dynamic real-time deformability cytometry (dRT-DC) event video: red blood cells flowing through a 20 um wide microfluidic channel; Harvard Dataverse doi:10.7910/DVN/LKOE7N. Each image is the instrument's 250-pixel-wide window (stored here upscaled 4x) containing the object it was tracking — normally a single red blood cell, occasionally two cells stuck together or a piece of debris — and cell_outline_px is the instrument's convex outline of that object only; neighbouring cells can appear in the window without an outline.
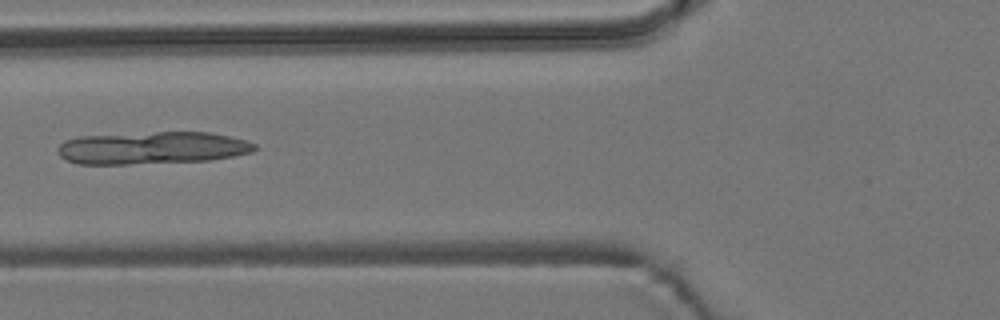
{"species": "common noctule bat (a hibernating species)", "species_latin": "Nyctalus noctula", "temperature_condition": "room temperature", "stored_images_in_passage": 7, "camera_frame_rate_fps": 3000, "um_per_image_px": 0.085, "animal": {"sex": "male", "body_mass_g": 19.2, "forearm_length_mm": 51.8}, "frame": {"image": 1, "passage_image": 6, "time_ms": 6.0, "image_size_px": [1000, 320], "cell_outline_px": [[256, 148], [252, 152], [232, 156], [208, 160], [128, 164], [76, 164], [60, 156], [56, 148], [64, 140], [80, 136], [156, 132], [212, 132], [248, 140], [256, 144]], "centroid_in_image_um": [12.93, 12.56], "position_along_channel_um": 112.9, "area_um2": 37.28}}
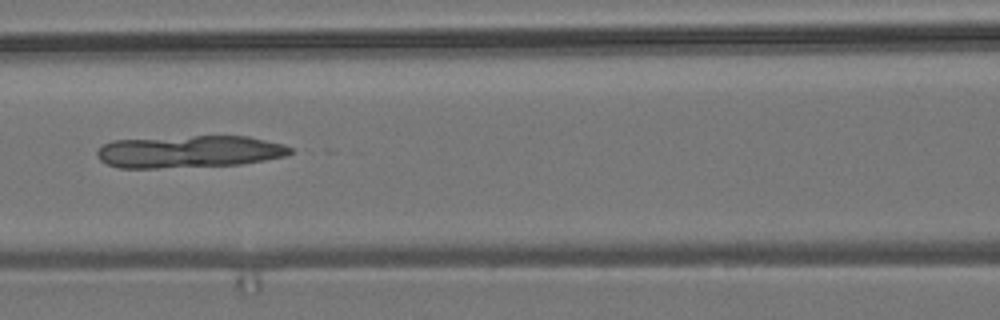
{"frame": {"image": 2, "passage_image": 7, "time_ms": 7.0, "image_size_px": [1000, 320], "cell_outline_px": [[292, 152], [284, 156], [264, 160], [240, 164], [156, 168], [120, 168], [108, 164], [100, 160], [96, 156], [96, 152], [104, 144], [112, 140], [192, 136], [248, 136], [284, 144], [292, 148]], "centroid_in_image_um": [16.07, 12.88], "position_along_channel_um": 150.5, "area_um2": 36.18}}